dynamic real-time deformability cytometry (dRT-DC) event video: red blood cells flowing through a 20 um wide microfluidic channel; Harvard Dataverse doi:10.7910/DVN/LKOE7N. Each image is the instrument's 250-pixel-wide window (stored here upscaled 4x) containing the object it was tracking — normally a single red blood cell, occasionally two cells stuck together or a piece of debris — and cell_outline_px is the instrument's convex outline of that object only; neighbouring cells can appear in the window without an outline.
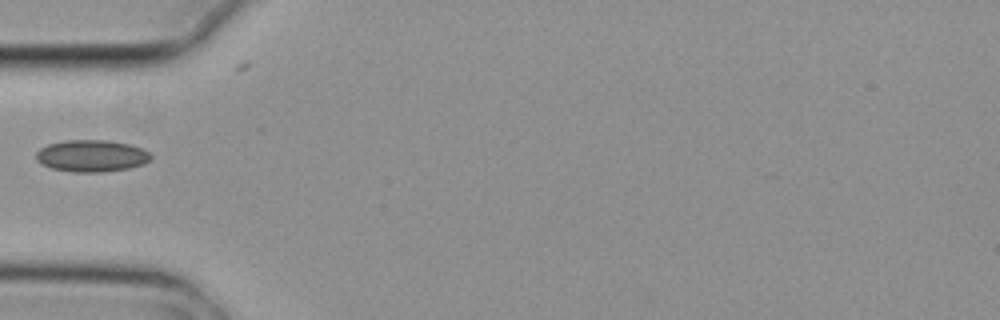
{"species": "common noctule bat (a hibernating species)", "species_latin": "Nyctalus noctula", "temperature_condition": "cold", "stored_images_in_passage": 1, "camera_frame_rate_fps": 3000, "um_per_image_px": 0.085, "animal": {"sex": "female", "body_mass_g": 29.2, "forearm_length_mm": 56.3}, "frame": {"image": 1, "passage_image": 1, "time_ms": 0.0, "image_size_px": [1000, 320], "cell_outline_px": [[152, 156], [144, 164], [128, 168], [100, 172], [72, 172], [52, 168], [40, 164], [36, 160], [36, 152], [40, 148], [48, 144], [64, 140], [104, 140], [132, 144], [144, 148]], "centroid_in_image_um": [7.77, 13.24], "position_along_channel_um": 77.2, "area_um2": 21.44}}